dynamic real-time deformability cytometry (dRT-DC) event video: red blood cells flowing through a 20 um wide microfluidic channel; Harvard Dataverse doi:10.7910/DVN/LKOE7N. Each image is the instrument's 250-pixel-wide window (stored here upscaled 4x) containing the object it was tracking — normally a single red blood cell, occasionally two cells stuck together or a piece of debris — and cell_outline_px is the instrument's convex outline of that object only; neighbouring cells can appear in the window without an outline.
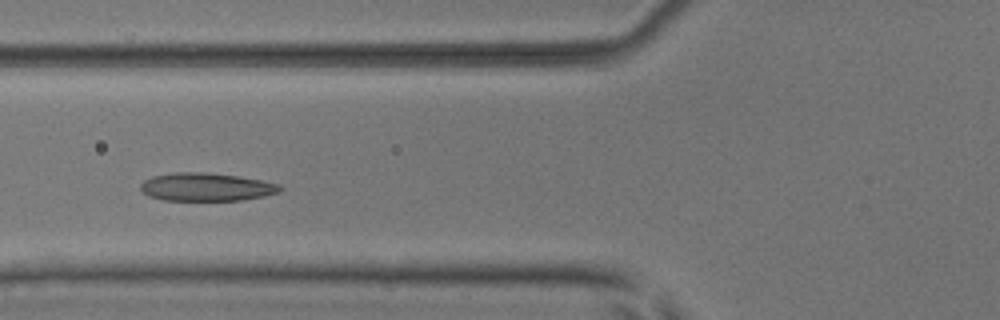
{"species": "common noctule bat (a hibernating species)", "species_latin": "Nyctalus noctula", "temperature_condition": "room temperature", "stored_images_in_passage": 8, "camera_frame_rate_fps": 3000, "um_per_image_px": 0.085, "animal": {"sex": "male", "body_mass_g": 17.9, "forearm_length_mm": 54.2}, "frame": {"image": 1, "passage_image": 5, "time_ms": 1.333, "image_size_px": [1000, 320], "cell_outline_px": [[284, 188], [280, 192], [264, 196], [244, 200], [164, 200], [148, 196], [140, 188], [140, 184], [144, 180], [152, 176], [176, 172], [204, 172], [240, 176], [280, 184]], "centroid_in_image_um": [17.56, 15.89], "position_along_channel_um": 108.2, "area_um2": 22.95}}
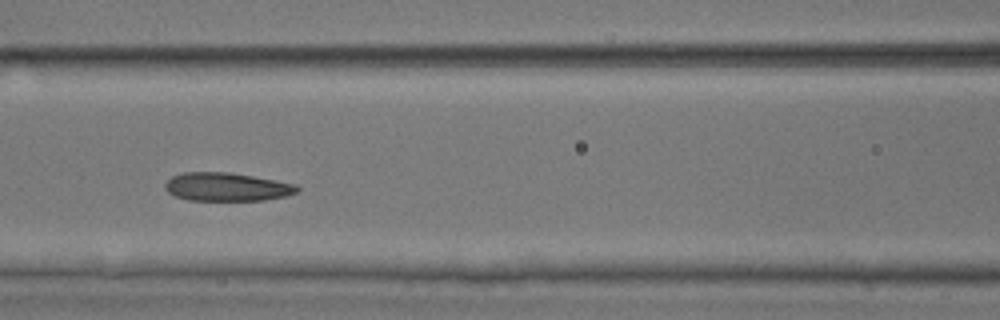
{"frame": {"image": 2, "passage_image": 6, "time_ms": 1.667, "image_size_px": [1000, 320], "cell_outline_px": [[300, 188], [296, 192], [284, 196], [264, 200], [188, 200], [176, 196], [168, 192], [164, 188], [164, 184], [172, 176], [184, 172], [228, 172], [252, 176], [296, 184]], "centroid_in_image_um": [19.25, 15.88], "position_along_channel_um": 147.4, "area_um2": 21.68}}
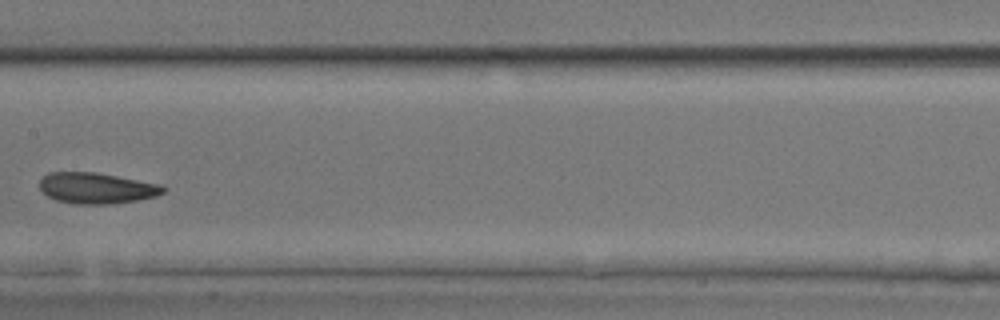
{"frame": {"image": 3, "passage_image": 7, "time_ms": 2.0, "image_size_px": [1000, 320], "cell_outline_px": [[168, 188], [164, 192], [156, 196], [136, 200], [108, 204], [72, 204], [56, 200], [48, 196], [40, 188], [40, 180], [48, 172], [96, 172], [164, 184]], "centroid_in_image_um": [8.25, 15.98], "position_along_channel_um": 199.1, "area_um2": 22.48}}